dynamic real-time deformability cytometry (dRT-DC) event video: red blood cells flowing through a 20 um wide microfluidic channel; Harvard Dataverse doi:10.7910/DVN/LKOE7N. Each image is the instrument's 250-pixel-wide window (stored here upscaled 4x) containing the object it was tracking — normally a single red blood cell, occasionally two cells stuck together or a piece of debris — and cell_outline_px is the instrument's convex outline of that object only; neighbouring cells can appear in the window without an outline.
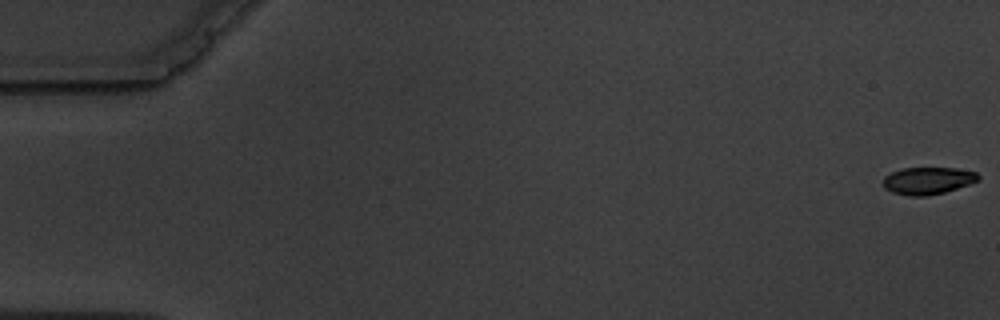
{"species": "common noctule bat (a hibernating species)", "species_latin": "Nyctalus noctula", "temperature_condition": "warm", "stored_images_in_passage": 5, "camera_frame_rate_fps": 3000, "um_per_image_px": 0.085, "animal": {"sex": "male", "body_mass_g": 19.5, "forearm_length_mm": 54.6}, "frame": {"image": 1, "passage_image": 1, "time_ms": 0.0, "image_size_px": [1000, 320], "cell_outline_px": [[980, 180], [944, 192], [924, 196], [908, 196], [892, 192], [884, 188], [884, 176], [892, 172], [904, 168], [956, 168], [976, 172], [980, 176]], "centroid_in_image_um": [78.86, 15.35], "position_along_channel_um": 6.1, "area_um2": 14.97}}
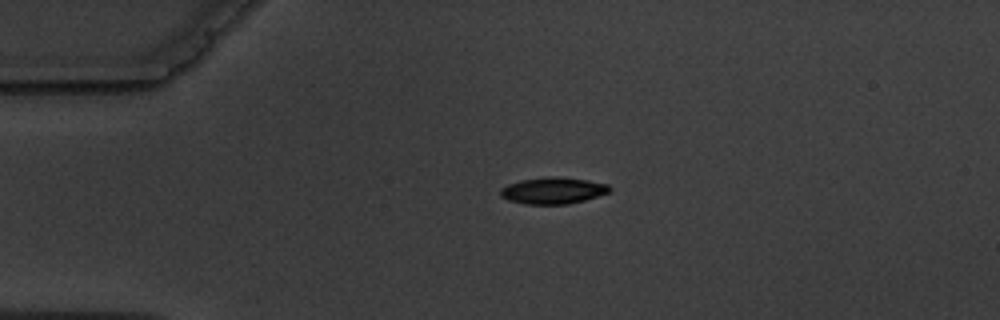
{"frame": {"image": 2, "passage_image": 4, "time_ms": 4.333, "image_size_px": [1000, 320], "cell_outline_px": [[612, 188], [608, 192], [584, 200], [568, 204], [524, 204], [508, 200], [500, 196], [500, 188], [508, 184], [520, 180], [548, 176], [556, 176], [588, 180], [608, 184]], "centroid_in_image_um": [46.97, 16.19], "position_along_channel_um": 38.0, "area_um2": 16.94}}